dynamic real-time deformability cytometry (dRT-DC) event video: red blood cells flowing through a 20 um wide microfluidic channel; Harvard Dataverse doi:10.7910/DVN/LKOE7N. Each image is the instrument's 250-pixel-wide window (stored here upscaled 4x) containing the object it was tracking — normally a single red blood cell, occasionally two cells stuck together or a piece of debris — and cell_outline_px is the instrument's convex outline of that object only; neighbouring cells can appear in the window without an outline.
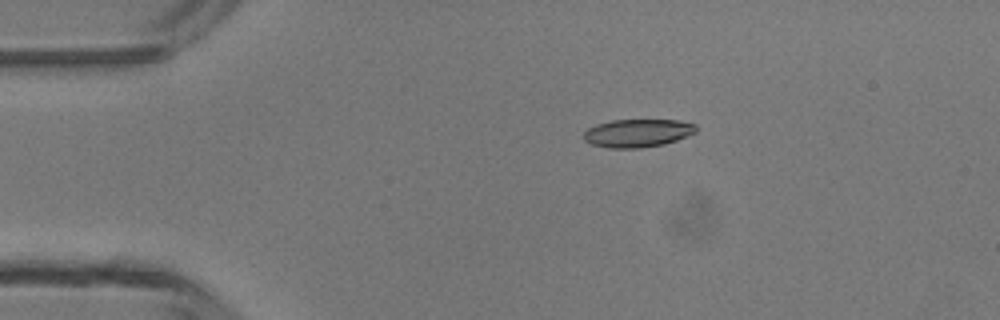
{"species": "common noctule bat (a hibernating species)", "species_latin": "Nyctalus noctula", "temperature_condition": "room temperature", "stored_images_in_passage": 4, "camera_frame_rate_fps": 3000, "um_per_image_px": 0.085, "animal": {"sex": "male", "body_mass_g": 13.3}, "frame": {"image": 1, "passage_image": 3, "time_ms": 2.0, "image_size_px": [1000, 320], "cell_outline_px": [[696, 132], [676, 140], [664, 144], [640, 148], [608, 148], [592, 144], [584, 140], [584, 132], [588, 128], [596, 124], [612, 120], [680, 120], [696, 124]], "centroid_in_image_um": [54.19, 11.31], "position_along_channel_um": 30.8, "area_um2": 18.38}}